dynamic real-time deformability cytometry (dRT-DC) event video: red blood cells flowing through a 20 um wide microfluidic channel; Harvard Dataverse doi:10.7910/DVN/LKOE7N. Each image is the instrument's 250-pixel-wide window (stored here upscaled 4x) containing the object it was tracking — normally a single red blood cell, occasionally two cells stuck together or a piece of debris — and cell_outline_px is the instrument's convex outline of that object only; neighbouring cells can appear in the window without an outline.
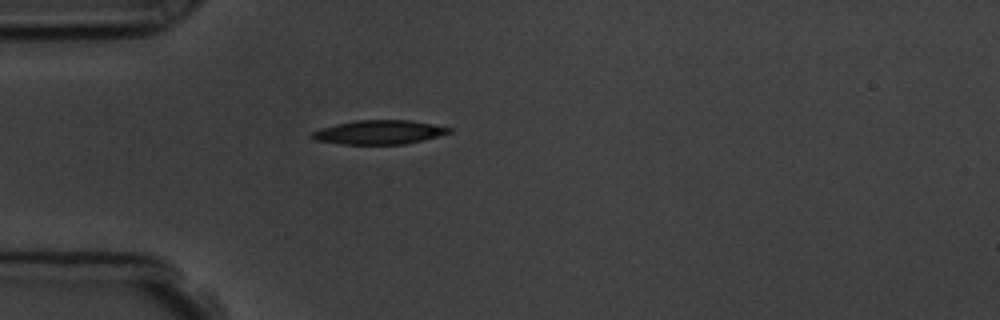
{"species": "common noctule bat (a hibernating species)", "species_latin": "Nyctalus noctula", "temperature_condition": "room temperature", "stored_images_in_passage": 3, "camera_frame_rate_fps": 3000, "um_per_image_px": 0.085, "animal": {"sex": "male", "body_mass_g": 19.5, "forearm_length_mm": 54.6}, "frame": {"image": 1, "passage_image": 3, "time_ms": 2.333, "image_size_px": [1000, 320], "cell_outline_px": [[452, 132], [404, 144], [340, 144], [312, 140], [308, 136], [312, 132], [320, 128], [336, 124], [356, 120], [408, 120], [432, 124], [452, 128]], "centroid_in_image_um": [32.13, 11.24], "position_along_channel_um": 52.9, "area_um2": 19.13}}